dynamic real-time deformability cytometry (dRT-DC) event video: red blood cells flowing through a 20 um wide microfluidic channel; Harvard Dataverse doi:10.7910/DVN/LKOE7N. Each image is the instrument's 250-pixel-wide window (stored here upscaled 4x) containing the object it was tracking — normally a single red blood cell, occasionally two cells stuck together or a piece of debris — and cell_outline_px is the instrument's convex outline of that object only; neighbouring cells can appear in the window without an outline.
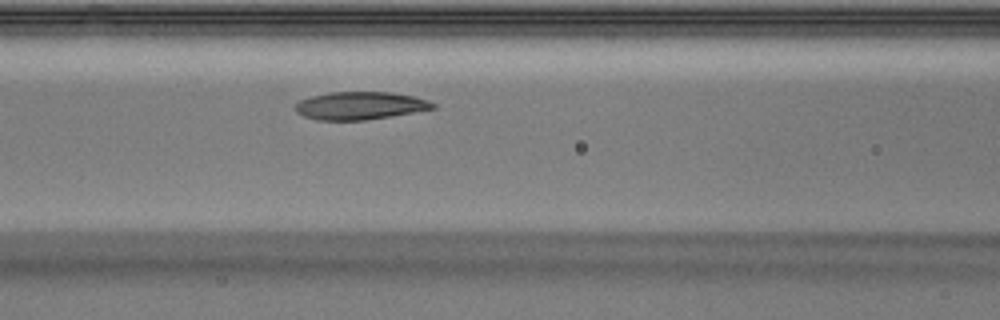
{"species": "Egyptian fruit bat (a non-hibernating species)", "species_latin": "Rousettus aegyptiacus", "temperature_condition": "warm", "stored_images_in_passage": 30, "camera_frame_rate_fps": 3000, "um_per_image_px": 0.085, "animal": {"sex": "male"}, "frame": {"image": 1, "passage_image": 8, "time_ms": 2.333, "image_size_px": [1000, 320], "cell_outline_px": [[436, 108], [392, 116], [364, 120], [316, 120], [304, 116], [296, 112], [296, 104], [300, 100], [312, 96], [328, 92], [392, 92], [412, 96], [428, 100], [436, 104]], "centroid_in_image_um": [30.61, 8.98], "position_along_channel_um": 136.0, "area_um2": 22.25}}
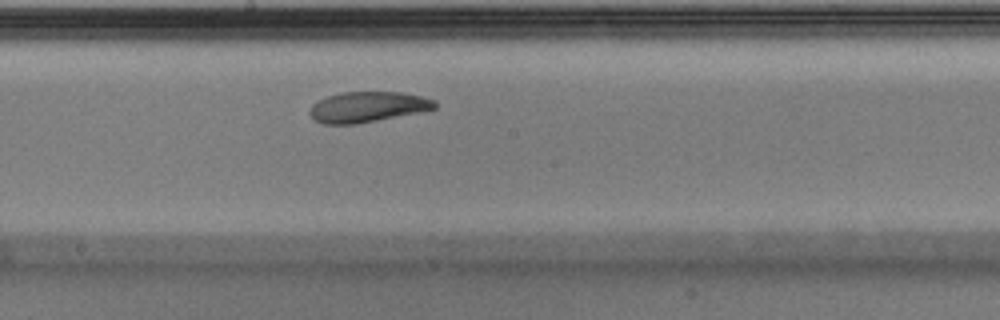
{"frame": {"image": 2, "passage_image": 13, "time_ms": 4.0, "image_size_px": [1000, 320], "cell_outline_px": [[436, 108], [420, 112], [356, 124], [324, 124], [316, 120], [312, 116], [312, 104], [316, 100], [340, 92], [400, 92], [420, 96], [436, 100]], "centroid_in_image_um": [31.26, 9.08], "position_along_channel_um": 216.9, "area_um2": 22.02}}
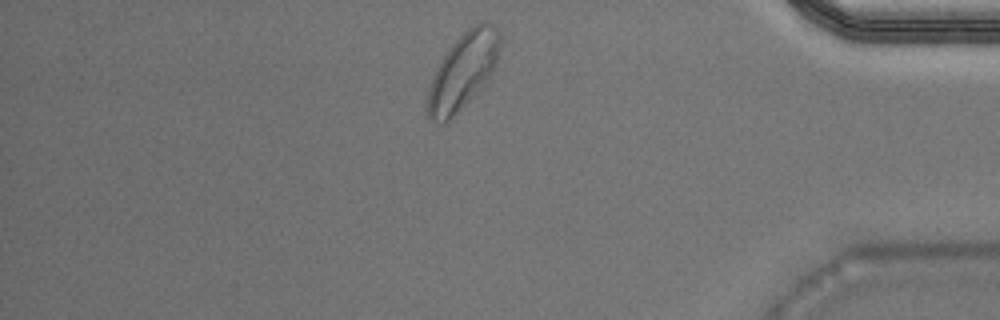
{"frame": {"image": 3, "passage_image": 26, "time_ms": 8.333, "image_size_px": [1000, 320], "cell_outline_px": [[500, 48], [496, 68], [484, 84], [444, 124], [432, 124], [428, 120], [428, 92], [432, 76], [440, 60], [452, 44], [472, 24], [484, 20], [492, 24], [500, 32]], "centroid_in_image_um": [39.36, 6.01], "position_along_channel_um": 395.8, "area_um2": 32.02}}